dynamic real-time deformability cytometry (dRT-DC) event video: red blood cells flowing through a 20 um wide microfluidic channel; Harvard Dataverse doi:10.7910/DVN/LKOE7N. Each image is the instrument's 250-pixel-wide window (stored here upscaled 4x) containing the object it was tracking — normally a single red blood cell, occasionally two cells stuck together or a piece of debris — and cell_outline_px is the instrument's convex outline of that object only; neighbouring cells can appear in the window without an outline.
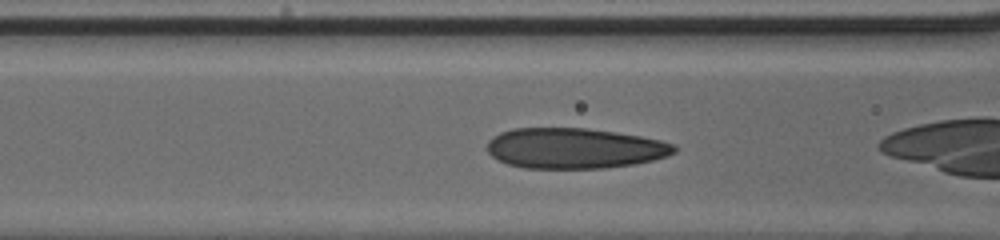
{"species": "human", "species_latin": "Homo sapiens", "temperature_condition": "cold", "stored_images_in_passage": 14, "camera_frame_rate_fps": 3000, "um_per_image_px": 0.085, "donor": {"sex": "male"}, "frame": {"image": 1, "passage_image": 3, "time_ms": 0.667, "image_size_px": [1000, 240], "cell_outline_px": [[676, 152], [668, 156], [636, 164], [604, 168], [524, 168], [508, 164], [496, 160], [488, 152], [488, 140], [492, 136], [500, 132], [512, 128], [584, 128], [616, 132], [640, 136], [660, 140], [676, 144]], "centroid_in_image_um": [48.83, 12.6], "position_along_channel_um": 117.8, "area_um2": 44.39}}
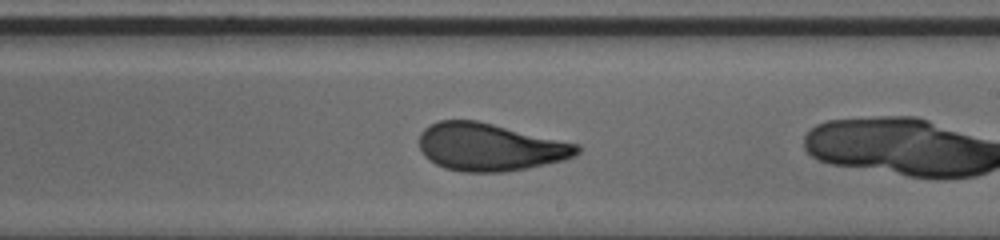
{"frame": {"image": 2, "passage_image": 12, "time_ms": 3.667, "image_size_px": [1000, 240], "cell_outline_px": [[580, 152], [576, 156], [564, 160], [528, 168], [504, 172], [460, 172], [444, 168], [428, 160], [424, 156], [420, 148], [420, 132], [424, 128], [440, 120], [476, 120], [580, 144]], "centroid_in_image_um": [41.65, 12.51], "position_along_channel_um": 247.4, "area_um2": 44.04}}